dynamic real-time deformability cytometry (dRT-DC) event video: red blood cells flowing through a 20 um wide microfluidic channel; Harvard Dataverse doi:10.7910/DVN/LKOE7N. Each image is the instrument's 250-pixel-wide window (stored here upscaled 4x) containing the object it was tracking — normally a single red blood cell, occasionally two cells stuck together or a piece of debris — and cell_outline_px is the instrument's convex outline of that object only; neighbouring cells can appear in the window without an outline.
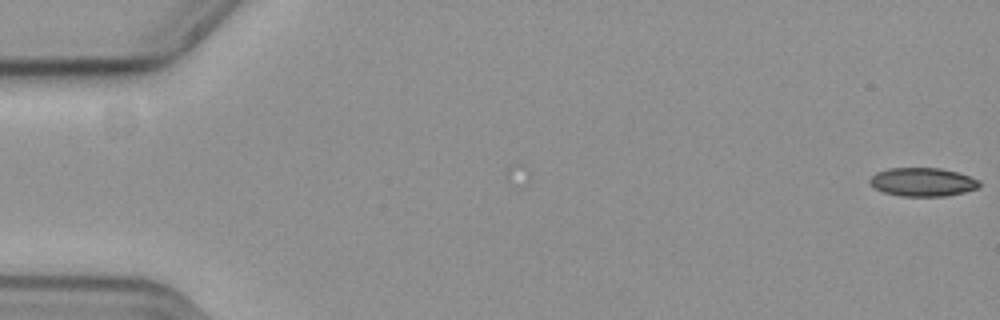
{"species": "common noctule bat (a hibernating species)", "species_latin": "Nyctalus noctula", "temperature_condition": "cold", "stored_images_in_passage": 57, "camera_frame_rate_fps": 3000, "um_per_image_px": 0.085, "animal": {"sex": "female", "body_mass_g": 19.3, "forearm_length_mm": 54.1}, "frame": {"image": 1, "passage_image": 1, "time_ms": 0.0, "image_size_px": [1000, 320], "cell_outline_px": [[980, 184], [976, 188], [964, 192], [944, 196], [900, 196], [884, 192], [876, 188], [868, 180], [876, 172], [888, 168], [940, 168], [956, 172], [980, 180]], "centroid_in_image_um": [78.41, 15.47], "position_along_channel_um": 6.6, "area_um2": 18.03}}
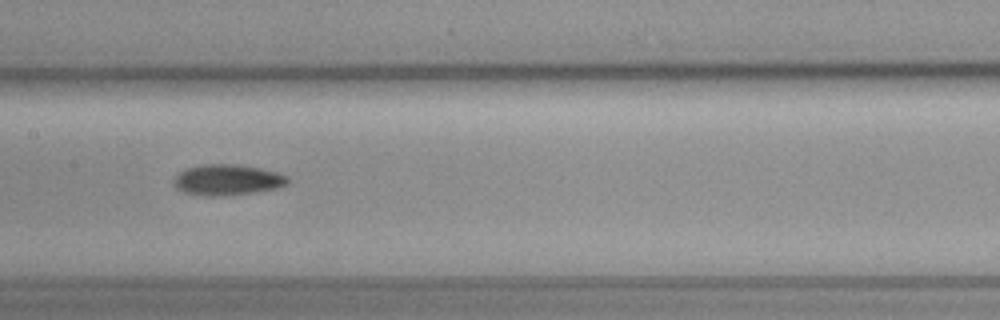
{"frame": {"image": 2, "passage_image": 29, "time_ms": 9.333, "image_size_px": [1000, 320], "cell_outline_px": [[288, 184], [276, 188], [252, 192], [220, 196], [204, 196], [184, 192], [176, 188], [172, 184], [172, 180], [180, 172], [188, 168], [204, 164], [240, 164], [276, 172], [288, 176]], "centroid_in_image_um": [19.3, 15.29], "position_along_channel_um": 188.1, "area_um2": 20.35}}
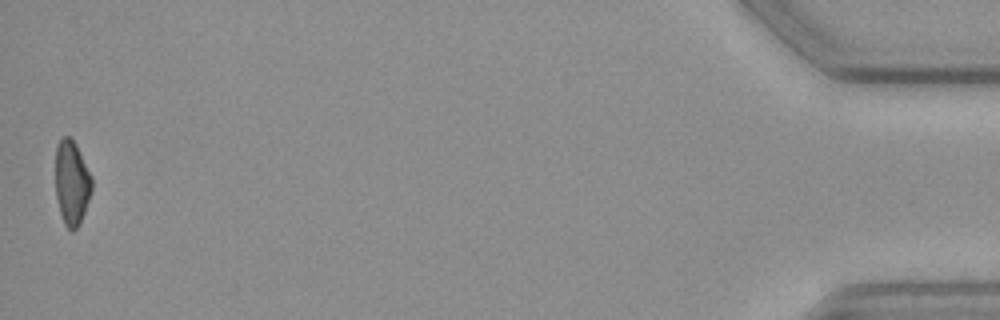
{"frame": {"image": 3, "passage_image": 57, "time_ms": 18.667, "image_size_px": [1000, 320], "cell_outline_px": [[92, 188], [80, 224], [72, 232], [64, 224], [60, 212], [56, 196], [56, 144], [64, 136], [68, 136], [76, 144], [92, 176]], "centroid_in_image_um": [6.1, 15.53], "position_along_channel_um": 429.1, "area_um2": 17.8}, "authors_computed_cell_mechanics": {"area_um2": 19.0162, "velocity_mm_per_s": 3.669, "shape_relaxation_time_tau1_ms": 8.6191, "shape_relaxation_time_tau2_ms": null, "deformation_change_tau1": 0.1589, "deformation_change_tau2": null}}